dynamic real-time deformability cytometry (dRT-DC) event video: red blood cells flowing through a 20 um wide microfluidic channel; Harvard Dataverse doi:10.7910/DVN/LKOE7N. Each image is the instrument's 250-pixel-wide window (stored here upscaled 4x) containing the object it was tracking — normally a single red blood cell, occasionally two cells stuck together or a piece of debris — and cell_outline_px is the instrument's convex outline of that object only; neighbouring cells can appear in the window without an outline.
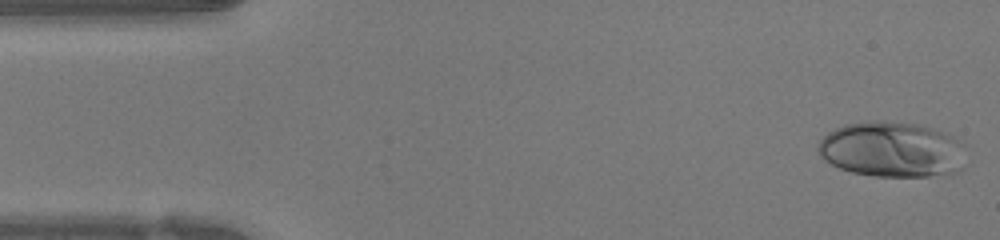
{"species": "human", "species_latin": "Homo sapiens", "temperature_condition": "warm", "stored_images_in_passage": 46, "camera_frame_rate_fps": 3000, "um_per_image_px": 0.085, "donor": {"sex": "female"}, "frame": {"image": 1, "passage_image": 1, "time_ms": 0.0, "image_size_px": [1000, 240], "cell_outline_px": [[964, 168], [960, 172], [928, 176], [876, 176], [852, 172], [840, 168], [824, 160], [820, 156], [816, 148], [820, 140], [828, 132], [844, 124], [864, 120], [884, 120], [920, 124], [948, 132], [964, 144]], "centroid_in_image_um": [75.84, 12.68], "position_along_channel_um": 9.2, "area_um2": 48.73}}
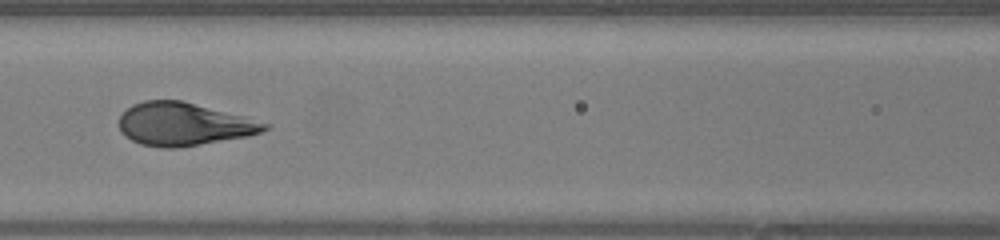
{"frame": {"image": 2, "passage_image": 19, "time_ms": 6.0, "image_size_px": [1000, 240], "cell_outline_px": [[272, 128], [248, 136], [176, 148], [164, 148], [140, 144], [124, 136], [120, 132], [120, 116], [132, 104], [144, 100], [180, 100], [244, 116], [272, 124]], "centroid_in_image_um": [15.63, 10.55], "position_along_channel_um": 151.0, "area_um2": 36.36}}
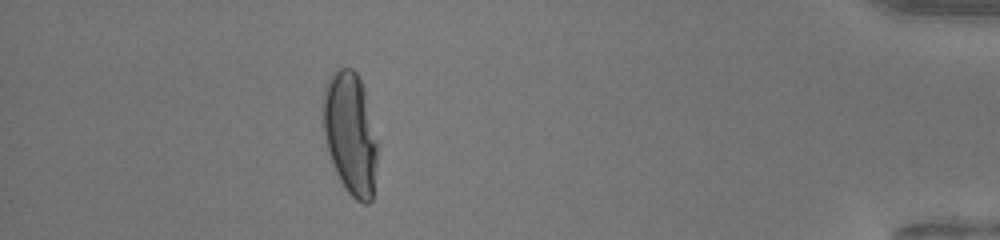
{"frame": {"image": 3, "passage_image": 41, "time_ms": 13.333, "image_size_px": [1000, 240], "cell_outline_px": [[376, 160], [372, 200], [368, 204], [364, 204], [356, 200], [344, 188], [332, 164], [328, 152], [324, 136], [324, 88], [328, 80], [336, 68], [352, 68], [356, 72], [364, 88], [376, 140]], "centroid_in_image_um": [29.77, 11.36], "position_along_channel_um": 405.4, "area_um2": 38.32}, "authors_computed_cell_mechanics": {"area_um2": 37.4255, "velocity_mm_per_s": 4.2689, "shape_relaxation_time_tau1_ms": 5.1681, "shape_relaxation_time_tau2_ms": null, "deformation_change_tau1": 0.2569, "deformation_change_tau2": null}}